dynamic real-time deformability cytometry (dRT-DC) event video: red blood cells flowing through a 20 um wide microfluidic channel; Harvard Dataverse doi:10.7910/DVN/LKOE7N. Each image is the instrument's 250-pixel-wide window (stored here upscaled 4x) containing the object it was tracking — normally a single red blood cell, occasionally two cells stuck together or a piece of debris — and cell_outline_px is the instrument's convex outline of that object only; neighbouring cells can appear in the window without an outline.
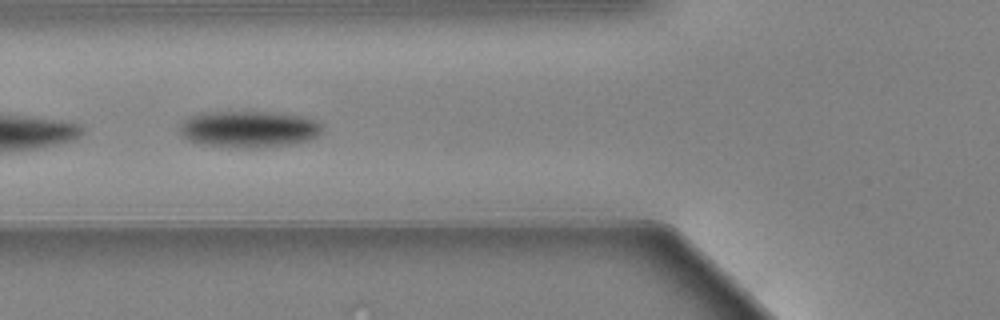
{"species": "Egyptian fruit bat (a non-hibernating species)", "species_latin": "Rousettus aegyptiacus", "temperature_condition": "warm", "stored_images_in_passage": 25, "camera_frame_rate_fps": 3000, "um_per_image_px": 0.085, "animal": {"sex": "female"}, "frame": {"image": 1, "passage_image": 22, "time_ms": 7.0, "image_size_px": [1000, 320], "cell_outline_px": [[320, 132], [316, 136], [308, 140], [296, 144], [256, 148], [236, 148], [200, 144], [188, 140], [180, 132], [180, 124], [188, 116], [200, 112], [272, 112], [300, 116], [312, 120], [320, 124]], "centroid_in_image_um": [21.09, 10.99], "position_along_channel_um": 104.7, "area_um2": 30.46}}